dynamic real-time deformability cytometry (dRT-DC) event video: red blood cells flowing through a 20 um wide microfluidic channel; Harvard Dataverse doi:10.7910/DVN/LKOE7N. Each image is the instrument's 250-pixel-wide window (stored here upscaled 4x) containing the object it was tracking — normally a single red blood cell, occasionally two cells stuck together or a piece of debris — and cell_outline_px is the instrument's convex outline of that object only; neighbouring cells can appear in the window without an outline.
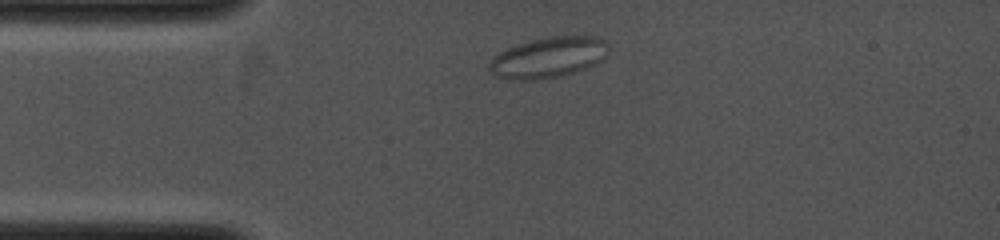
{"species": "common noctule bat (a hibernating species)", "species_latin": "Nyctalus noctula", "temperature_condition": "cold", "stored_images_in_passage": 41, "camera_frame_rate_fps": 4000, "um_per_image_px": 0.085, "animal": {"sex": "female", "body_mass_g": 19.0, "forearm_length_mm": 53.3}, "frame": {"image": 1, "passage_image": 1, "time_ms": 0.0, "image_size_px": [1000, 240], "cell_outline_px": [[608, 52], [596, 64], [560, 76], [536, 80], [508, 80], [496, 76], [488, 68], [488, 64], [500, 52], [516, 44], [548, 36], [600, 36], [608, 44]], "centroid_in_image_um": [46.61, 4.88], "position_along_channel_um": 38.4, "area_um2": 28.21}}
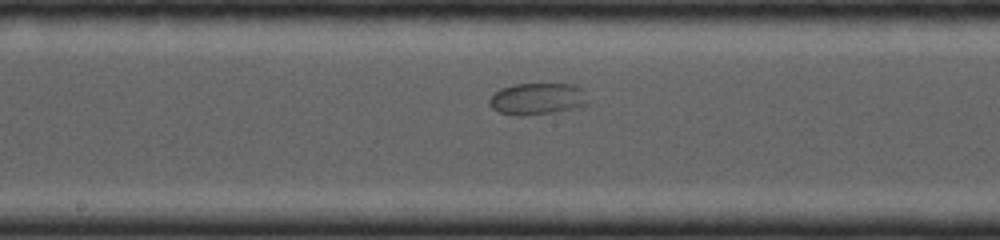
{"frame": {"image": 2, "passage_image": 19, "time_ms": 4.0, "image_size_px": [1000, 240], "cell_outline_px": [[580, 104], [568, 108], [548, 112], [516, 116], [500, 112], [492, 108], [488, 104], [488, 100], [500, 88], [516, 84], [568, 84], [580, 88]], "centroid_in_image_um": [45.44, 8.38], "position_along_channel_um": 202.8, "area_um2": 16.94}}
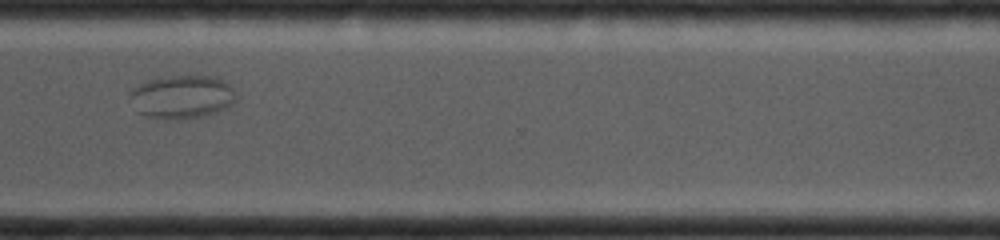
{"frame": {"image": 3, "passage_image": 40, "time_ms": 7.25, "image_size_px": [1000, 240], "cell_outline_px": [[232, 100], [224, 108], [200, 116], [144, 116], [136, 112], [132, 96], [132, 92], [136, 88], [152, 80], [172, 76], [208, 76], [232, 88]], "centroid_in_image_um": [15.42, 8.21], "position_along_channel_um": 355.2, "area_um2": 24.39}}